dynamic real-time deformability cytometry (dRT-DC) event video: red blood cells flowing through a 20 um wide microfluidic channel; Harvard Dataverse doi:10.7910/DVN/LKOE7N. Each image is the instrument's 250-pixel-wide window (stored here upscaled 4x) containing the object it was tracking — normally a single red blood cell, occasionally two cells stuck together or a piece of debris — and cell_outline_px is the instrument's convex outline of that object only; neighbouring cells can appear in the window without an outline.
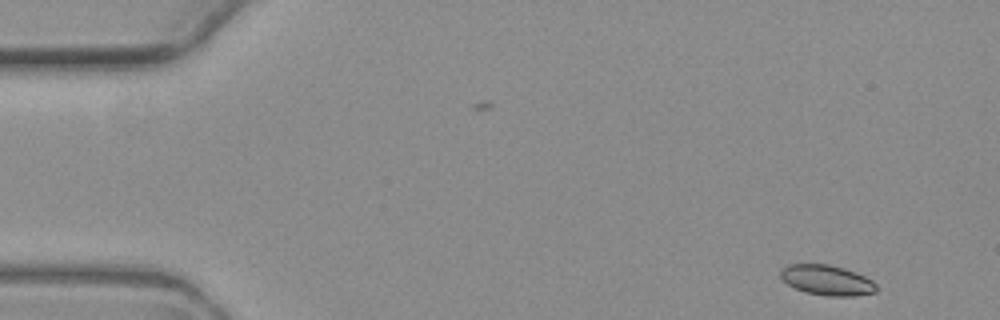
{"species": "common noctule bat (a hibernating species)", "species_latin": "Nyctalus noctula", "temperature_condition": "warm", "stored_images_in_passage": 4, "camera_frame_rate_fps": 3000, "um_per_image_px": 0.085, "animal": {"sex": "female", "body_mass_g": 19.3, "forearm_length_mm": 54.1}, "frame": {"image": 1, "passage_image": 1, "time_ms": 0.0, "image_size_px": [1000, 320], "cell_outline_px": [[876, 292], [852, 296], [828, 296], [804, 292], [788, 284], [780, 276], [780, 272], [788, 264], [828, 264], [844, 268], [856, 272], [872, 280], [876, 284]], "centroid_in_image_um": [70.3, 23.81], "position_along_channel_um": 14.7, "area_um2": 16.76}}
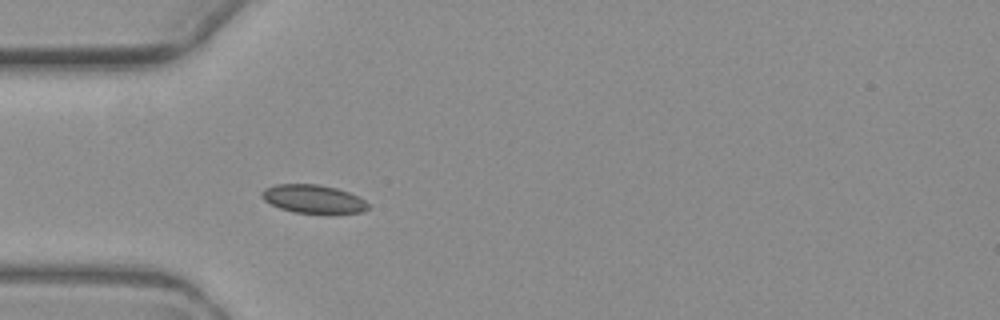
{"frame": {"image": 2, "passage_image": 4, "time_ms": 4.333, "image_size_px": [1000, 320], "cell_outline_px": [[368, 208], [360, 212], [328, 216], [296, 212], [280, 208], [264, 200], [260, 196], [260, 192], [264, 188], [276, 184], [320, 184], [336, 188], [348, 192], [364, 200], [368, 204]], "centroid_in_image_um": [26.63, 16.94], "position_along_channel_um": 58.4, "area_um2": 18.09}}